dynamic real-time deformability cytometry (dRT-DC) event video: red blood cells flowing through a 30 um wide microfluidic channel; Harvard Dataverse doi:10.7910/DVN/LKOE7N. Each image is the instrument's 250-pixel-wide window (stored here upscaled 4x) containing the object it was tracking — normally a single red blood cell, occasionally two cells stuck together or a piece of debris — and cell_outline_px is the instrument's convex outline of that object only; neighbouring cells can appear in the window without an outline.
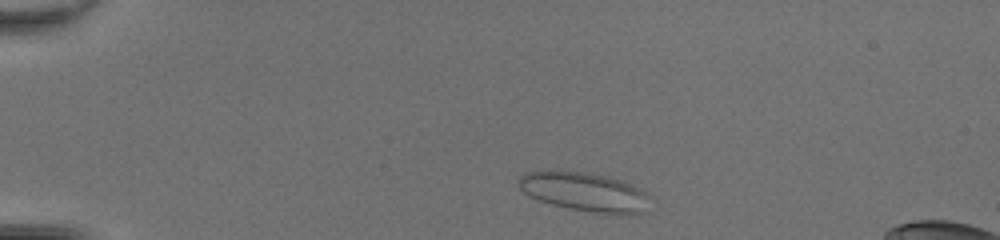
{"species": "common noctule bat (a hibernating species)", "species_latin": "Nyctalus noctula", "temperature_condition": "room temperature", "stored_images_in_passage": 41, "camera_frame_rate_fps": 3000, "um_per_image_px": 0.085, "animal": {"sex": "female", "body_mass_g": 20.0, "forearm_length_mm": 54.0}, "frame": {"image": 1, "passage_image": 3, "time_ms": 0.667, "image_size_px": [1000, 240], "cell_outline_px": [[648, 196], [636, 212], [592, 212], [552, 204], [528, 196], [516, 184], [516, 180], [520, 176], [528, 172], [584, 172], [608, 176], [624, 180], [640, 188]], "centroid_in_image_um": [49.55, 16.26], "position_along_channel_um": 35.4, "area_um2": 28.44}}
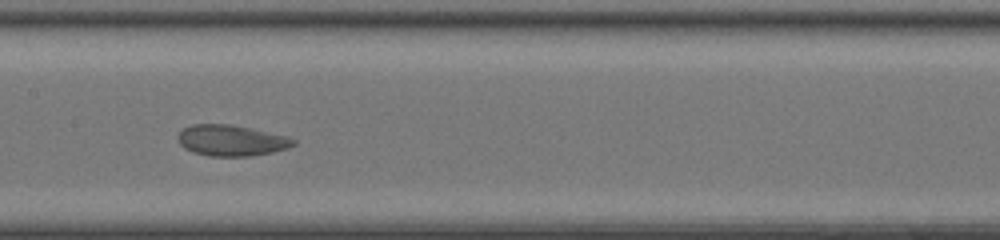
{"frame": {"image": 2, "passage_image": 18, "time_ms": 5.667, "image_size_px": [1000, 240], "cell_outline_px": [[296, 144], [288, 148], [272, 152], [252, 156], [208, 156], [192, 152], [184, 148], [176, 140], [176, 136], [184, 128], [192, 124], [232, 124], [288, 136], [296, 140]], "centroid_in_image_um": [19.65, 11.94], "position_along_channel_um": 187.7, "area_um2": 21.1}}
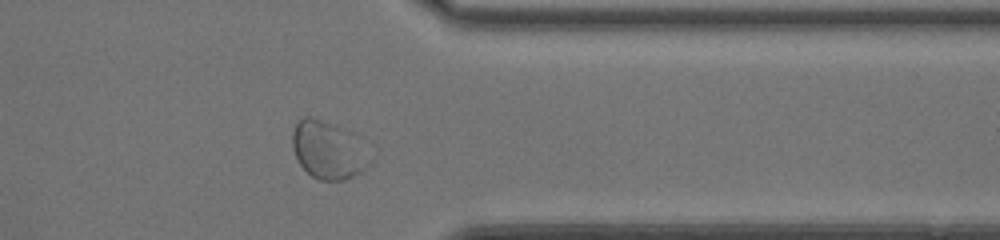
{"frame": {"image": 3, "passage_image": 32, "time_ms": 10.333, "image_size_px": [1000, 240], "cell_outline_px": [[372, 164], [360, 172], [344, 180], [320, 180], [312, 176], [300, 164], [292, 148], [292, 132], [296, 124], [304, 116], [312, 116], [348, 128], [356, 132], [372, 160]], "centroid_in_image_um": [27.94, 12.71], "position_along_channel_um": 383.5, "area_um2": 26.7}, "authors_computed_cell_mechanics": {"area_um2": 25.143, "velocity_mm_per_s": 4.2954, "shape_relaxation_time_tau1_ms": null, "shape_relaxation_time_tau2_ms": 0.9396, "deformation_change_tau1": null, "deformation_change_tau2": 0.0631}}